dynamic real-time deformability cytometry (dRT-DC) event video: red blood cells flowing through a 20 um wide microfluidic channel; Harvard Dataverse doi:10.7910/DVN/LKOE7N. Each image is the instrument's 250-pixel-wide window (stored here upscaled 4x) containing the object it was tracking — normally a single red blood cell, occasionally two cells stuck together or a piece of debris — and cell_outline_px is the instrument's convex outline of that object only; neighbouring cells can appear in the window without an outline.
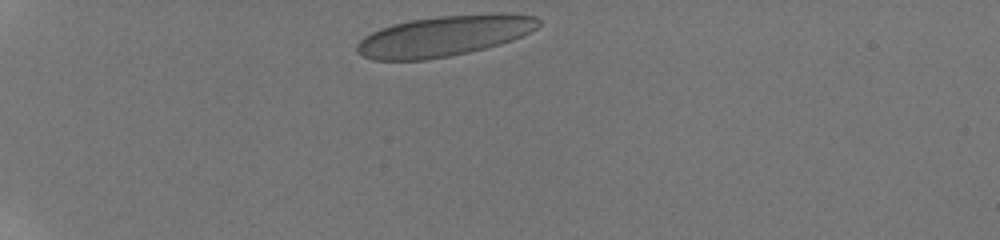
{"species": "human", "species_latin": "Homo sapiens", "temperature_condition": "room temperature", "stored_images_in_passage": 41, "camera_frame_rate_fps": 3000, "um_per_image_px": 0.085, "donor": {"sex": "male"}, "frame": {"image": 1, "passage_image": 1, "time_ms": 0.0, "image_size_px": [1000, 240], "cell_outline_px": [[540, 24], [536, 28], [512, 40], [500, 44], [468, 52], [448, 56], [424, 60], [372, 60], [356, 52], [356, 44], [364, 36], [380, 28], [392, 24], [408, 20], [440, 16], [500, 12], [508, 12], [536, 16], [540, 20]], "centroid_in_image_um": [37.75, 3.04], "position_along_channel_um": 47.3, "area_um2": 43.18}}
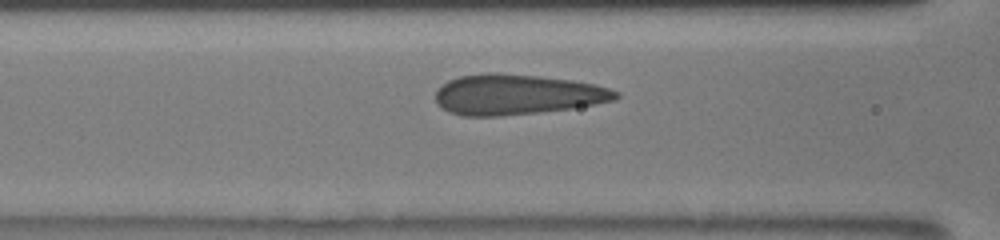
{"frame": {"image": 2, "passage_image": 12, "time_ms": 3.333, "image_size_px": [1000, 240], "cell_outline_px": [[620, 96], [616, 100], [572, 108], [500, 116], [464, 116], [448, 112], [436, 104], [436, 88], [448, 80], [460, 76], [488, 72], [492, 72], [536, 76], [572, 80], [596, 84], [620, 92]], "centroid_in_image_um": [43.92, 8.03], "position_along_channel_um": 122.7, "area_um2": 42.48}}
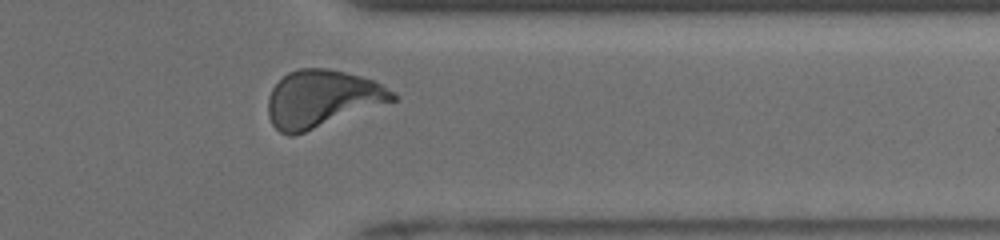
{"frame": {"image": 3, "passage_image": 34, "time_ms": 10.0, "image_size_px": [1000, 240], "cell_outline_px": [[400, 96], [396, 100], [304, 132], [292, 136], [288, 136], [280, 132], [272, 124], [268, 116], [268, 96], [272, 88], [288, 72], [300, 68], [324, 68], [344, 72], [360, 76], [372, 80], [380, 84]], "centroid_in_image_um": [27.35, 8.39], "position_along_channel_um": 384.1, "area_um2": 41.15}, "authors_computed_cell_mechanics": {"area_um2": 41.1536, "velocity_mm_per_s": 3.9314, "shape_relaxation_time_tau1_ms": 5.2217, "shape_relaxation_time_tau2_ms": null, "deformation_change_tau1": 0.1671, "deformation_change_tau2": null}}